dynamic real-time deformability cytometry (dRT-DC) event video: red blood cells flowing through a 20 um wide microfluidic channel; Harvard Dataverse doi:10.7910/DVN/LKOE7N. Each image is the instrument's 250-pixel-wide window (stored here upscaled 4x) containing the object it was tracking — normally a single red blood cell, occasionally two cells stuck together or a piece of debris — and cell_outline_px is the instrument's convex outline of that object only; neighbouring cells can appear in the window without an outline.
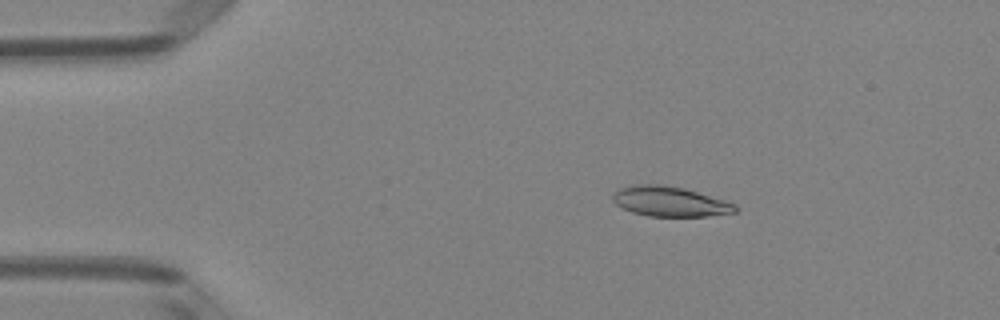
{"species": "Egyptian fruit bat (a non-hibernating species)", "species_latin": "Rousettus aegyptiacus", "temperature_condition": "room temperature", "stored_images_in_passage": 7, "camera_frame_rate_fps": 3000, "um_per_image_px": 0.085, "animal": {"sex": "female"}, "frame": {"image": 1, "passage_image": 3, "time_ms": 0.667, "image_size_px": [1000, 320], "cell_outline_px": [[740, 208], [736, 212], [708, 216], [648, 216], [632, 212], [616, 204], [612, 200], [612, 196], [620, 188], [636, 184], [660, 184], [684, 188], [724, 200], [736, 204]], "centroid_in_image_um": [56.96, 17.13], "position_along_channel_um": 28.0, "area_um2": 21.33}}
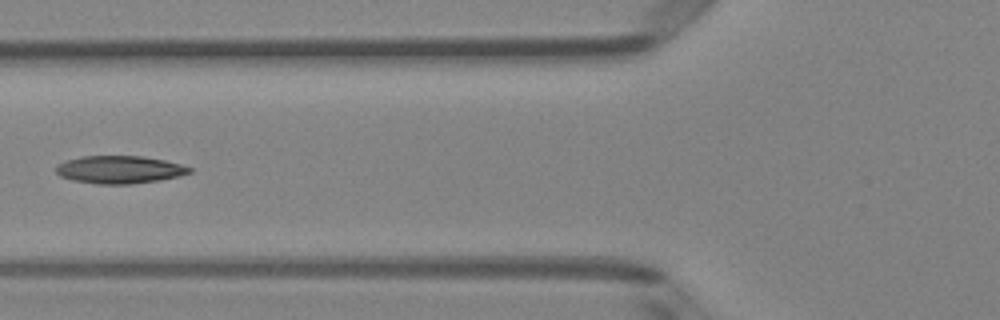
{"frame": {"image": 2, "passage_image": 6, "time_ms": 1.667, "image_size_px": [1000, 320], "cell_outline_px": [[192, 172], [180, 176], [160, 180], [132, 184], [96, 184], [72, 180], [60, 176], [56, 172], [56, 164], [80, 156], [144, 156], [164, 160], [180, 164], [192, 168]], "centroid_in_image_um": [10.16, 14.42], "position_along_channel_um": 115.6, "area_um2": 21.68}}
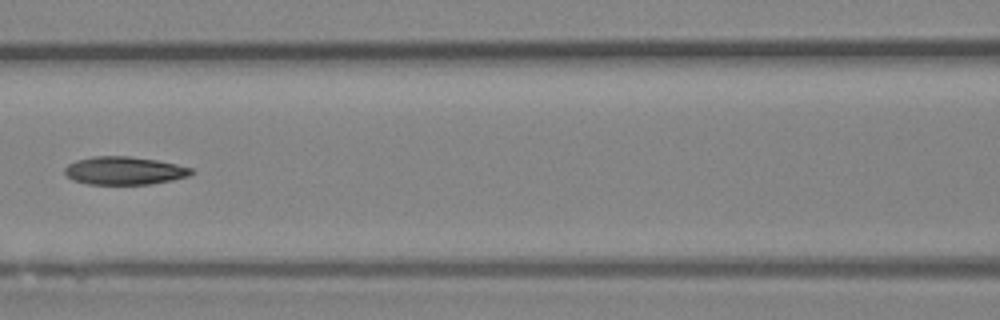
{"frame": {"image": 3, "passage_image": 7, "time_ms": 2.0, "image_size_px": [1000, 320], "cell_outline_px": [[196, 172], [188, 176], [172, 180], [152, 184], [88, 184], [72, 180], [64, 172], [64, 168], [68, 164], [76, 160], [92, 156], [128, 156], [156, 160], [176, 164], [192, 168]], "centroid_in_image_um": [10.57, 14.5], "position_along_channel_um": 156.0, "area_um2": 20.75}}